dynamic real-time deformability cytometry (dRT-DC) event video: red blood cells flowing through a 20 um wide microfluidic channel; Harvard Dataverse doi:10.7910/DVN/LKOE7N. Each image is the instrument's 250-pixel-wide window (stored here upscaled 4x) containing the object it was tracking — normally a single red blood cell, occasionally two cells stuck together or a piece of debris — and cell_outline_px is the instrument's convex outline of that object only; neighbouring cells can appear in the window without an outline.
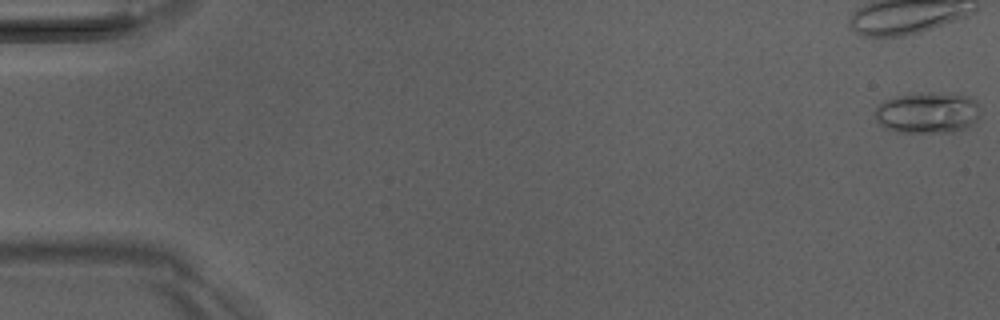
{"species": "Egyptian fruit bat (a non-hibernating species)", "species_latin": "Rousettus aegyptiacus", "temperature_condition": "room temperature", "stored_images_in_passage": 49, "camera_frame_rate_fps": 3000, "um_per_image_px": 0.085, "animal": {"sex": "male"}, "frame": {"image": 1, "passage_image": 1, "time_ms": 0.0, "image_size_px": [1000, 320], "cell_outline_px": [[980, 116], [976, 124], [968, 128], [952, 132], [896, 132], [884, 128], [876, 120], [876, 108], [884, 100], [896, 96], [912, 92], [932, 92], [968, 96], [976, 100], [980, 104]], "centroid_in_image_um": [78.89, 9.58], "position_along_channel_um": 6.1, "area_um2": 25.89}}